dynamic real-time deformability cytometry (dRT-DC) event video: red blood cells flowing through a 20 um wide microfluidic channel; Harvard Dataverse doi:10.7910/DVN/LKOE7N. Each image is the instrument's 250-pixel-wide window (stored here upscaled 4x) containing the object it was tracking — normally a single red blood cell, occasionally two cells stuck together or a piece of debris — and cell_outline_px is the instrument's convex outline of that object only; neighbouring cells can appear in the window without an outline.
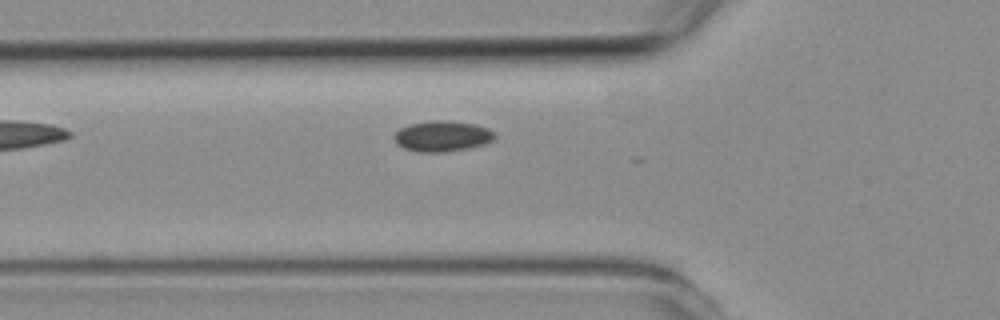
{"species": "common noctule bat (a hibernating species)", "species_latin": "Nyctalus noctula", "temperature_condition": "room temperature", "stored_images_in_passage": 2, "camera_frame_rate_fps": 3000, "um_per_image_px": 0.085, "animal": {"sex": "female", "body_mass_g": 19.3, "forearm_length_mm": 54.1}, "frame": {"image": 1, "passage_image": 2, "time_ms": 1.333, "image_size_px": [1000, 320], "cell_outline_px": [[496, 136], [492, 140], [484, 144], [468, 148], [444, 152], [416, 152], [404, 148], [396, 144], [392, 136], [400, 128], [408, 124], [432, 120], [444, 120], [472, 124], [488, 128]], "centroid_in_image_um": [37.53, 11.58], "position_along_channel_um": 88.3, "area_um2": 17.98}}